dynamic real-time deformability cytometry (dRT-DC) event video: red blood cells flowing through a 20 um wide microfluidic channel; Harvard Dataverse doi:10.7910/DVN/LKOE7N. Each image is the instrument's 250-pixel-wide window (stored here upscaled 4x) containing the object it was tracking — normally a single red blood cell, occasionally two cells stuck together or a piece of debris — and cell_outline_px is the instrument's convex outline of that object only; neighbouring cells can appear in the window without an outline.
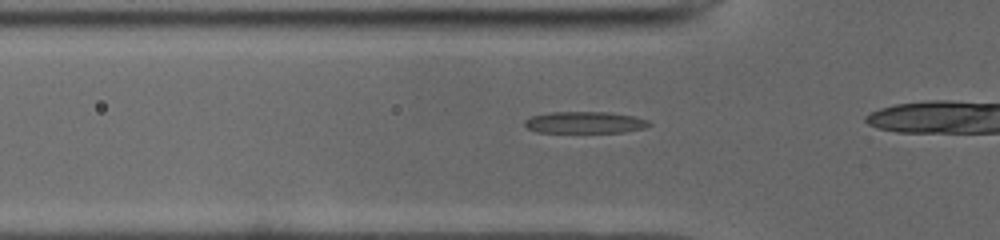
{"species": "common noctule bat (a hibernating species)", "species_latin": "Nyctalus noctula", "temperature_condition": "cold", "stored_images_in_passage": 7, "camera_frame_rate_fps": 3000, "um_per_image_px": 0.085, "animal": {"sex": "male", "body_mass_g": 19.0, "forearm_length_mm": 50.8}, "frame": {"image": 1, "passage_image": 2, "time_ms": 0.333, "image_size_px": [1000, 240], "cell_outline_px": [[652, 124], [644, 128], [624, 132], [536, 132], [528, 128], [524, 124], [524, 120], [532, 116], [548, 112], [608, 112], [636, 116], [648, 120]], "centroid_in_image_um": [49.73, 10.4], "position_along_channel_um": 76.1, "area_um2": 15.78}}
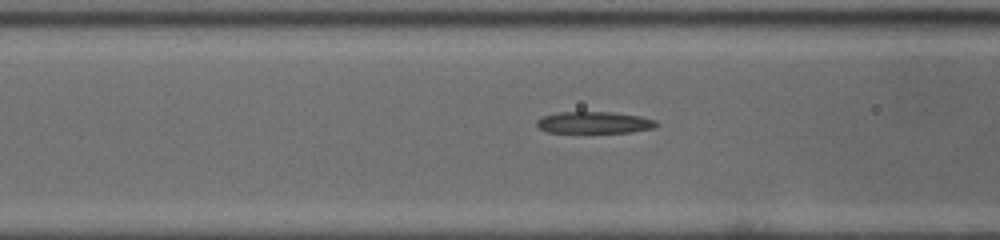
{"frame": {"image": 2, "passage_image": 5, "time_ms": 1.333, "image_size_px": [1000, 240], "cell_outline_px": [[660, 124], [652, 128], [628, 132], [548, 132], [540, 128], [536, 124], [536, 120], [544, 116], [560, 112], [608, 112], [640, 116], [656, 120]], "centroid_in_image_um": [50.52, 10.41], "position_along_channel_um": 116.1, "area_um2": 14.91}}